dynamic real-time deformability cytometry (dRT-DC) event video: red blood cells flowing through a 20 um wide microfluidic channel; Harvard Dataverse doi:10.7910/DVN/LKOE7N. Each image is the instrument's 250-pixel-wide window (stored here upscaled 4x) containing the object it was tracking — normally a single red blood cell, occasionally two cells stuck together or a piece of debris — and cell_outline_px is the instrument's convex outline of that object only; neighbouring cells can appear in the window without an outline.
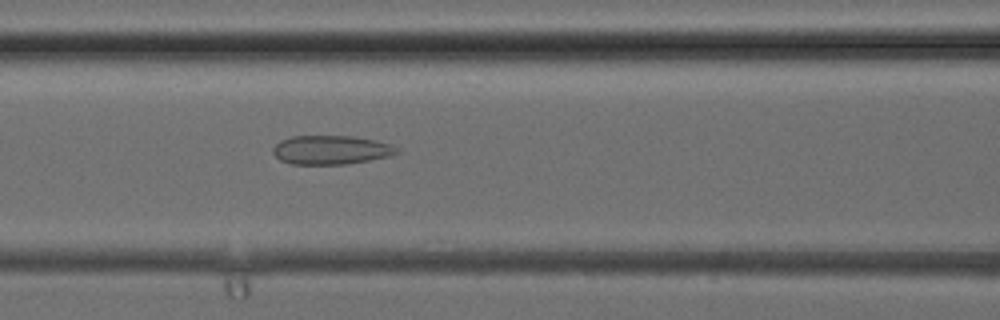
{"species": "common noctule bat (a hibernating species)", "species_latin": "Nyctalus noctula", "temperature_condition": "cold", "stored_images_in_passage": 38, "camera_frame_rate_fps": 3000, "um_per_image_px": 0.085, "animal": {"sex": "female", "body_mass_g": 24.6, "forearm_length_mm": 56.2}, "frame": {"image": 1, "passage_image": 16, "time_ms": 5.0, "image_size_px": [1000, 320], "cell_outline_px": [[400, 152], [388, 156], [368, 160], [344, 164], [292, 164], [280, 160], [272, 152], [272, 148], [280, 140], [292, 136], [352, 136], [376, 140], [392, 144]], "centroid_in_image_um": [28.11, 12.73], "position_along_channel_um": 138.5, "area_um2": 20.81}}
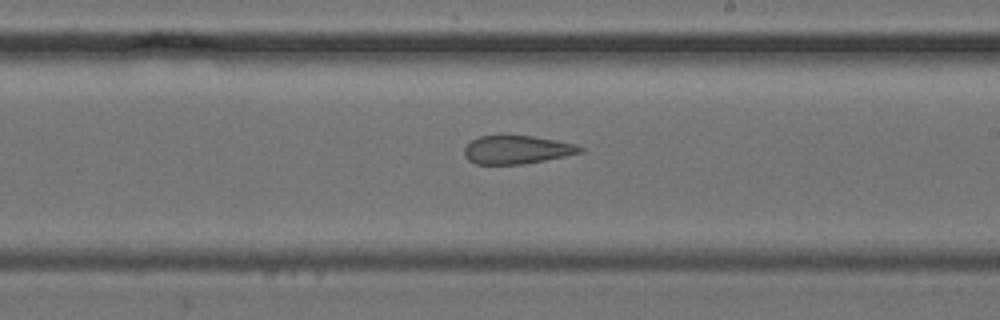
{"frame": {"image": 2, "passage_image": 22, "time_ms": 7.0, "image_size_px": [1000, 320], "cell_outline_px": [[584, 152], [524, 164], [476, 164], [468, 160], [464, 156], [464, 148], [472, 140], [480, 136], [532, 136], [556, 140], [576, 144], [584, 148]], "centroid_in_image_um": [43.94, 12.73], "position_along_channel_um": 245.1, "area_um2": 19.02}}
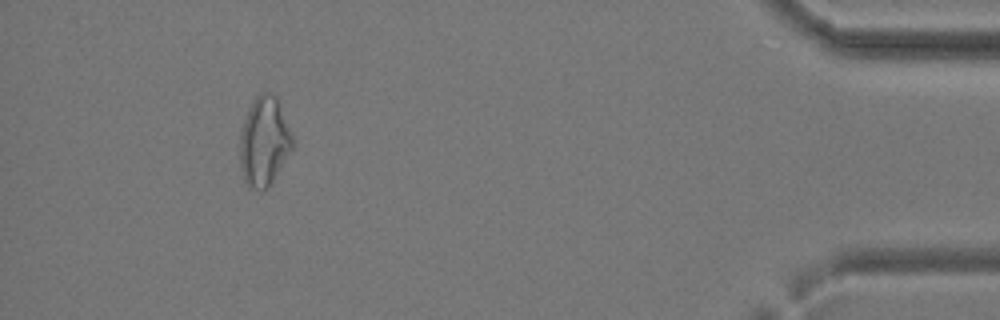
{"frame": {"image": 3, "passage_image": 35, "time_ms": 11.333, "image_size_px": [1000, 320], "cell_outline_px": [[292, 148], [272, 184], [264, 192], [260, 192], [248, 188], [244, 180], [240, 168], [240, 132], [248, 108], [256, 96], [260, 92], [272, 92], [276, 96], [292, 136]], "centroid_in_image_um": [22.42, 12.08], "position_along_channel_um": 412.8, "area_um2": 27.57}}